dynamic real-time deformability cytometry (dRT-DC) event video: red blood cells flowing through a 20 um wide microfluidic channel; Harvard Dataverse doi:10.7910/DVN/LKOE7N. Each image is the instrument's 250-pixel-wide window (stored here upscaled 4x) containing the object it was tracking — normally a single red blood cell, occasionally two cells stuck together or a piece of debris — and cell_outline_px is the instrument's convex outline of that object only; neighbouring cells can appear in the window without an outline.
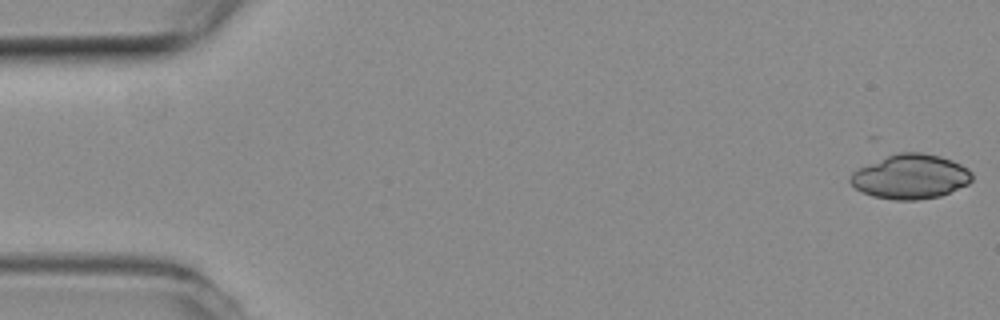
{"species": "common noctule bat (a hibernating species)", "species_latin": "Nyctalus noctula", "temperature_condition": "room temperature", "stored_images_in_passage": 36, "camera_frame_rate_fps": 3000, "um_per_image_px": 0.085, "animal": {"sex": "female", "body_mass_g": 19.3, "forearm_length_mm": 54.1}, "frame": {"image": 1, "passage_image": 1, "time_ms": 0.0, "image_size_px": [1000, 320], "cell_outline_px": [[972, 180], [968, 184], [940, 196], [916, 200], [892, 200], [872, 196], [856, 188], [848, 180], [852, 172], [856, 168], [888, 156], [900, 152], [920, 152], [940, 156], [952, 160], [968, 168], [972, 172]], "centroid_in_image_um": [77.39, 15.01], "position_along_channel_um": 7.6, "area_um2": 31.56}}